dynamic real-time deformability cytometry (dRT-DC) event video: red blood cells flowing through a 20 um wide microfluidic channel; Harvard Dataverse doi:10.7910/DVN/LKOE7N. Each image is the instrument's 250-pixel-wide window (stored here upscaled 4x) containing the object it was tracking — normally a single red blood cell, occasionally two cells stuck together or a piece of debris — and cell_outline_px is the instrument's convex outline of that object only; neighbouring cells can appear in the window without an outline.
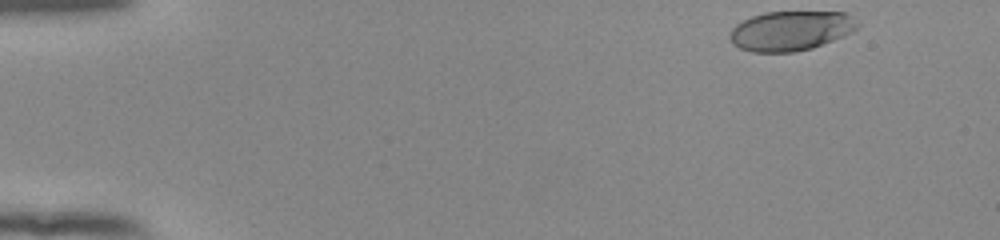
{"species": "human", "species_latin": "Homo sapiens", "temperature_condition": "room temperature", "stored_images_in_passage": 44, "camera_frame_rate_fps": 3000, "um_per_image_px": 0.085, "donor": {"sex": "female"}, "frame": {"image": 1, "passage_image": 1, "time_ms": 0.0, "image_size_px": [1000, 240], "cell_outline_px": [[860, 24], [852, 32], [844, 36], [812, 48], [792, 52], [752, 52], [740, 48], [732, 44], [728, 36], [732, 28], [736, 24], [752, 16], [764, 12], [848, 12]], "centroid_in_image_um": [67.21, 2.61], "position_along_channel_um": 17.8, "area_um2": 29.65}}
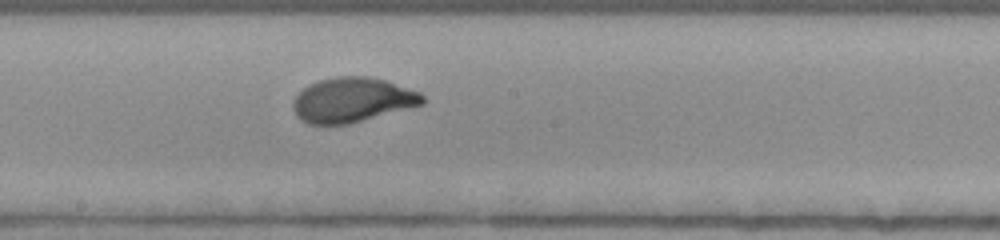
{"frame": {"image": 2, "passage_image": 26, "time_ms": 8.333, "image_size_px": [1000, 240], "cell_outline_px": [[424, 104], [348, 124], [308, 124], [300, 120], [296, 116], [292, 108], [292, 104], [296, 96], [304, 88], [320, 80], [336, 76], [368, 76], [384, 80], [420, 92], [424, 96]], "centroid_in_image_um": [29.93, 8.5], "position_along_channel_um": 218.3, "area_um2": 33.52}}
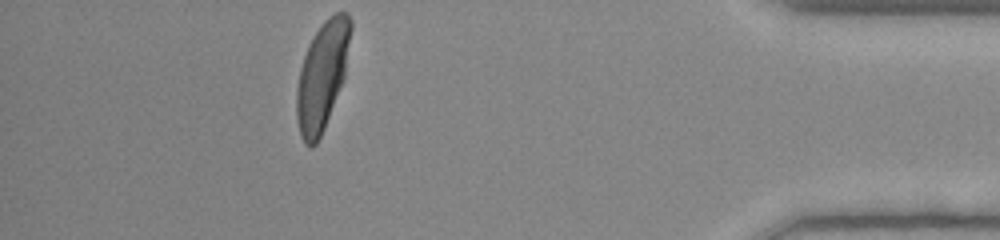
{"frame": {"image": 3, "passage_image": 44, "time_ms": 14.333, "image_size_px": [1000, 240], "cell_outline_px": [[352, 28], [344, 76], [324, 128], [316, 144], [312, 148], [308, 148], [304, 144], [300, 136], [296, 116], [296, 88], [300, 68], [308, 44], [312, 36], [324, 20], [328, 16], [336, 12], [348, 12], [352, 20]], "centroid_in_image_um": [27.37, 6.41], "position_along_channel_um": 407.8, "area_um2": 34.1}, "authors_computed_cell_mechanics": {"area_um2": 33.2061, "velocity_mm_per_s": 3.9001, "shape_relaxation_time_tau1_ms": 2.7773, "shape_relaxation_time_tau2_ms": null, "deformation_change_tau1": 0.1886, "deformation_change_tau2": null}}